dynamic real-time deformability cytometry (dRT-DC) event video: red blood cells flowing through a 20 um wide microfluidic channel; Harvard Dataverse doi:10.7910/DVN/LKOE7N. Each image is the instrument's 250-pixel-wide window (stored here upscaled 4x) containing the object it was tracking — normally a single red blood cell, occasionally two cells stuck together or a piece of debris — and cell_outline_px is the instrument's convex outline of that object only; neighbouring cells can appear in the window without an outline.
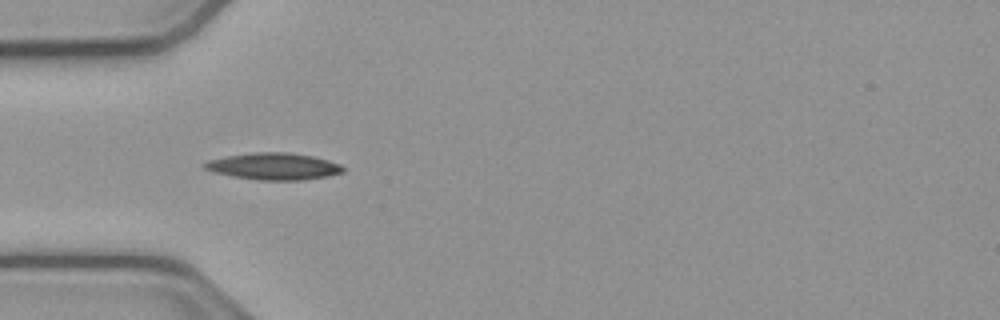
{"species": "common noctule bat (a hibernating species)", "species_latin": "Nyctalus noctula", "temperature_condition": "cold", "stored_images_in_passage": 18, "camera_frame_rate_fps": 3000, "um_per_image_px": 0.085, "animal": {"sex": "male", "body_mass_g": 23.1, "forearm_length_mm": 52.7}, "frame": {"image": 1, "passage_image": 6, "time_ms": 1.667, "image_size_px": [1000, 320], "cell_outline_px": [[344, 172], [328, 176], [304, 180], [256, 180], [232, 176], [212, 172], [204, 168], [200, 164], [208, 160], [228, 156], [256, 152], [288, 152], [312, 156], [328, 160], [340, 164], [344, 168]], "centroid_in_image_um": [23.25, 14.14], "position_along_channel_um": 61.8, "area_um2": 21.73}}